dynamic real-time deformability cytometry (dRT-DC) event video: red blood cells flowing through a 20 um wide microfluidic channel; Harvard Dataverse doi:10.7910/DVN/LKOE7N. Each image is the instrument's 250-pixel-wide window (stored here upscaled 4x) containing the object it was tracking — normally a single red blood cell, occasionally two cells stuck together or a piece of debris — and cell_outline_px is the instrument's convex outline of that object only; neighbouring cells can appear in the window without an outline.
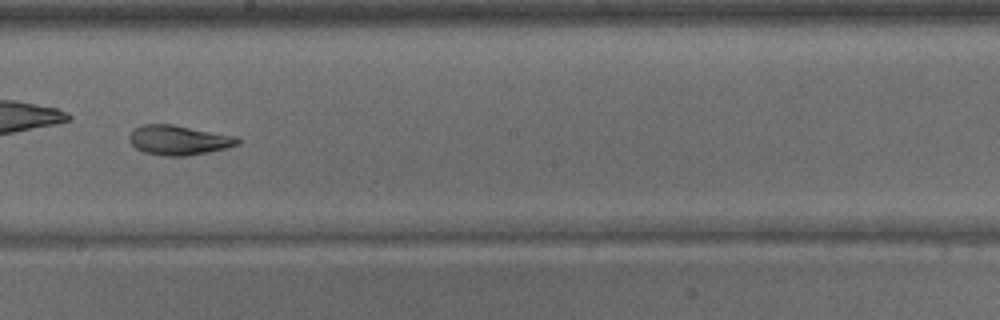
{"species": "common noctule bat (a hibernating species)", "species_latin": "Nyctalus noctula", "temperature_condition": "warm", "stored_images_in_passage": 43, "camera_frame_rate_fps": 3000, "um_per_image_px": 0.085, "animal": {"sex": "male", "body_mass_g": 15.6}, "frame": {"image": 1, "passage_image": 25, "time_ms": 8.0, "image_size_px": [1000, 320], "cell_outline_px": [[240, 144], [208, 152], [188, 156], [164, 156], [144, 152], [136, 148], [128, 140], [128, 136], [132, 128], [144, 124], [172, 124], [240, 136]], "centroid_in_image_um": [15.19, 11.9], "position_along_channel_um": 233.0, "area_um2": 19.07}}